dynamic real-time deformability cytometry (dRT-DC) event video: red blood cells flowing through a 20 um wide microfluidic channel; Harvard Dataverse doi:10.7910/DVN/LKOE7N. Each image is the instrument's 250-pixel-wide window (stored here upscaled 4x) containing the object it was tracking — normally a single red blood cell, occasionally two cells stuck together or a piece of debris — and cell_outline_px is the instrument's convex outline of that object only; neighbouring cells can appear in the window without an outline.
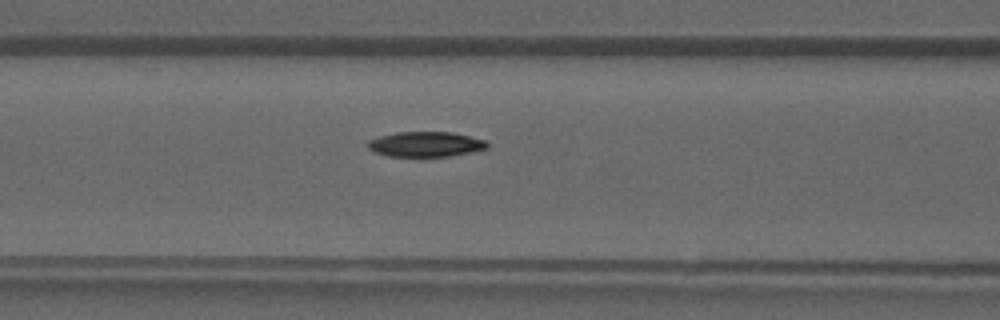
{"species": "common noctule bat (a hibernating species)", "species_latin": "Nyctalus noctula", "temperature_condition": "warm", "stored_images_in_passage": 40, "camera_frame_rate_fps": 3000, "um_per_image_px": 0.085, "animal": {"sex": "male", "forearm_length_mm": 52.5}, "frame": {"image": 1, "passage_image": 17, "time_ms": 5.333, "image_size_px": [1000, 320], "cell_outline_px": [[488, 148], [472, 152], [452, 156], [388, 156], [376, 152], [368, 148], [368, 140], [380, 136], [396, 132], [452, 132], [484, 140], [488, 144]], "centroid_in_image_um": [36.18, 12.26], "position_along_channel_um": 130.4, "area_um2": 17.34}}
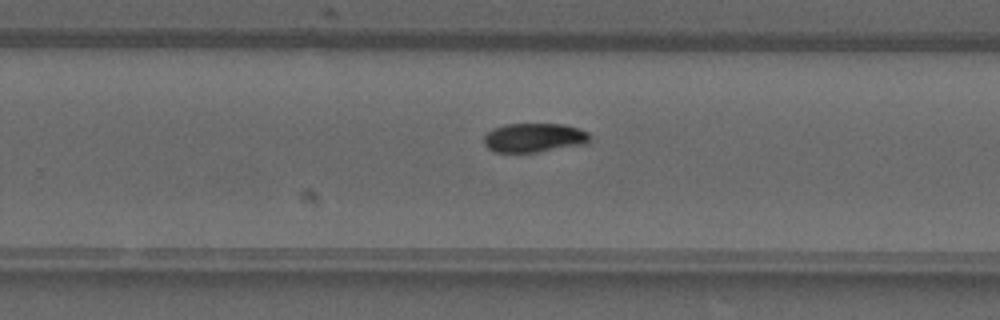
{"frame": {"image": 2, "passage_image": 26, "time_ms": 8.333, "image_size_px": [1000, 320], "cell_outline_px": [[592, 136], [588, 144], [536, 152], [496, 152], [488, 148], [484, 144], [484, 136], [492, 128], [504, 124], [564, 124], [588, 132]], "centroid_in_image_um": [45.42, 11.7], "position_along_channel_um": 284.4, "area_um2": 18.09}}
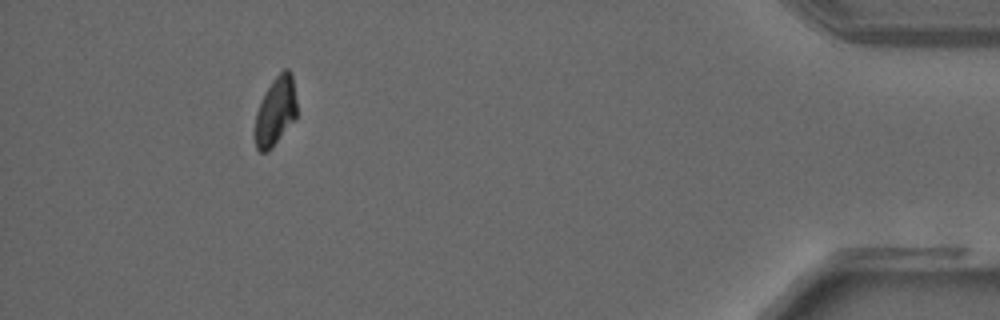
{"frame": {"image": 3, "passage_image": 37, "time_ms": 12.0, "image_size_px": [1000, 320], "cell_outline_px": [[296, 116], [268, 152], [260, 152], [256, 148], [256, 112], [272, 80], [284, 68], [288, 68], [292, 72], [296, 100]], "centroid_in_image_um": [23.44, 9.42], "position_along_channel_um": 411.8, "area_um2": 16.24}}